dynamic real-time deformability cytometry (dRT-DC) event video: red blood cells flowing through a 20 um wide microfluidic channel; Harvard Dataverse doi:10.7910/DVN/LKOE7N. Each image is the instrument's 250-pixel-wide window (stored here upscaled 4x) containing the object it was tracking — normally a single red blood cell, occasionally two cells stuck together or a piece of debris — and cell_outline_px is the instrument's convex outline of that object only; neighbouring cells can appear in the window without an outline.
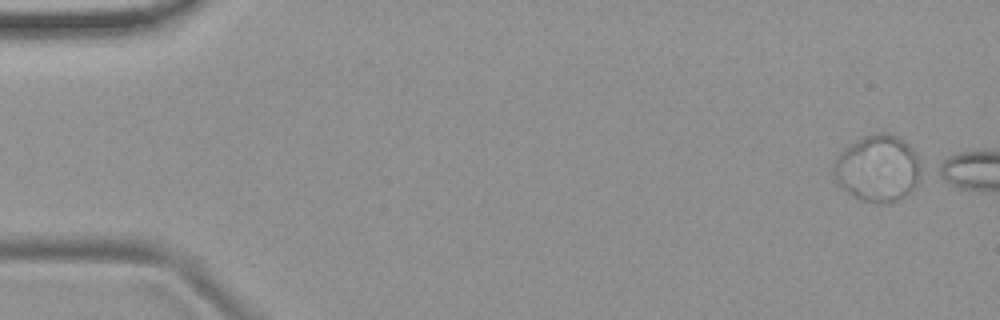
{"species": "common noctule bat (a hibernating species)", "species_latin": "Nyctalus noctula", "temperature_condition": "room temperature", "stored_images_in_passage": 5, "camera_frame_rate_fps": 3000, "um_per_image_px": 0.085, "animal": {"sex": "female", "body_mass_g": 19.9}, "frame": {"image": 1, "passage_image": 1, "time_ms": 0.0, "image_size_px": [1000, 320], "cell_outline_px": [[924, 168], [912, 188], [908, 192], [896, 200], [880, 204], [860, 200], [848, 192], [840, 184], [832, 172], [832, 164], [840, 152], [844, 148], [864, 136], [876, 132], [888, 132], [904, 140], [912, 148], [924, 164]], "centroid_in_image_um": [74.62, 14.28], "position_along_channel_um": 10.4, "area_um2": 33.99}}